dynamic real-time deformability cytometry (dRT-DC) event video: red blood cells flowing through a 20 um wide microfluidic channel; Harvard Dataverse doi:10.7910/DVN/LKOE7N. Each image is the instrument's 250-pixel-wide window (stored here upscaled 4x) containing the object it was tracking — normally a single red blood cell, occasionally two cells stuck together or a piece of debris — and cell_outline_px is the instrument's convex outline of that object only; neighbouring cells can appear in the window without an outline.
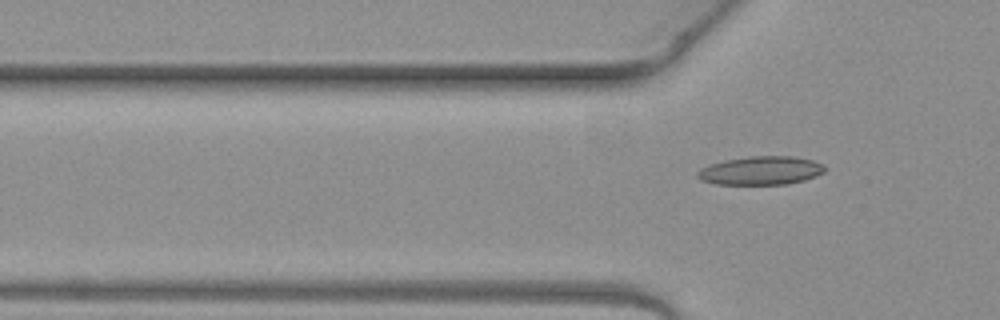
{"species": "common noctule bat (a hibernating species)", "species_latin": "Nyctalus noctula", "temperature_condition": "warm", "stored_images_in_passage": 6, "camera_frame_rate_fps": 3000, "um_per_image_px": 0.085, "animal": {"sex": "female", "body_mass_g": 19.3, "forearm_length_mm": 54.1}, "frame": {"image": 1, "passage_image": 6, "time_ms": 1.667, "image_size_px": [1000, 320], "cell_outline_px": [[824, 172], [816, 176], [804, 180], [788, 184], [716, 184], [700, 180], [696, 176], [696, 172], [700, 168], [724, 160], [748, 156], [792, 156], [812, 160], [824, 164]], "centroid_in_image_um": [64.66, 14.5], "position_along_channel_um": 61.1, "area_um2": 21.21}}